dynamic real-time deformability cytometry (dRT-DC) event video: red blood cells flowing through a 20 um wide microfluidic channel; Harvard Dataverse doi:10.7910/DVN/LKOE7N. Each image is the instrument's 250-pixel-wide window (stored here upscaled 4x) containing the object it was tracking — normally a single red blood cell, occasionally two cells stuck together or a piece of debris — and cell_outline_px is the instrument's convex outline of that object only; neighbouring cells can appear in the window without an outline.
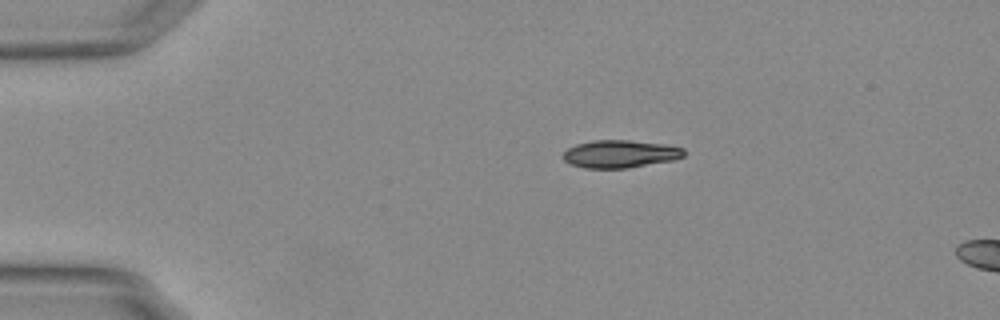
{"species": "Egyptian fruit bat (a non-hibernating species)", "species_latin": "Rousettus aegyptiacus", "temperature_condition": "warm", "stored_images_in_passage": 7, "camera_frame_rate_fps": 3000, "um_per_image_px": 0.085, "animal": {"sex": "female"}, "frame": {"image": 1, "passage_image": 1, "time_ms": 0.0, "image_size_px": [1000, 320], "cell_outline_px": [[684, 156], [672, 160], [628, 168], [584, 168], [568, 164], [560, 156], [568, 148], [576, 144], [592, 140], [628, 140], [664, 144], [684, 148]], "centroid_in_image_um": [52.65, 13.08], "position_along_channel_um": 32.3, "area_um2": 19.59}}